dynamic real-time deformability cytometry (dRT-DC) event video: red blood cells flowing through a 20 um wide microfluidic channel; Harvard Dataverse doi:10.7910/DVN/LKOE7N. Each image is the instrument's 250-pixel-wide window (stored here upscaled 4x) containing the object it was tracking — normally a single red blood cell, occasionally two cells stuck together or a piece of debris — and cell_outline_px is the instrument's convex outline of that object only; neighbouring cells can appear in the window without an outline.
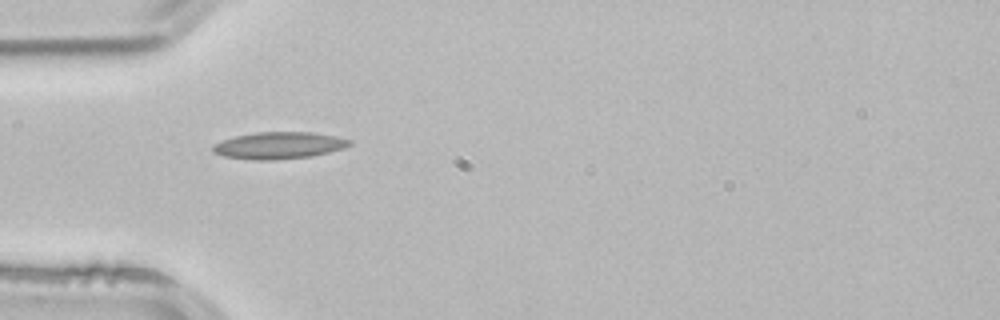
{"species": "common noctule bat (a hibernating species)", "species_latin": "Nyctalus noctula", "temperature_condition": "room temperature", "stored_images_in_passage": 1, "camera_frame_rate_fps": 3000, "um_per_image_px": 0.085, "animal": {"sex": "male", "body_mass_g": 21.5, "forearm_length_mm": 52.0}, "frame": {"image": 1, "passage_image": 1, "time_ms": 0.0, "image_size_px": [1000, 320], "cell_outline_px": [[352, 144], [344, 148], [312, 156], [276, 160], [252, 160], [224, 156], [212, 152], [212, 144], [236, 136], [256, 132], [312, 132], [336, 136], [352, 140]], "centroid_in_image_um": [23.71, 12.36], "position_along_channel_um": 61.3, "area_um2": 21.5}}